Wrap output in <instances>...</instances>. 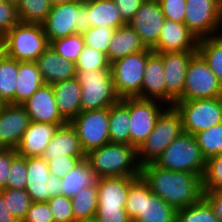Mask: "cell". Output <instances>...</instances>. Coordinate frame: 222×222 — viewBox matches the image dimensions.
Listing matches in <instances>:
<instances>
[{
    "label": "cell",
    "instance_id": "680465c9",
    "mask_svg": "<svg viewBox=\"0 0 222 222\" xmlns=\"http://www.w3.org/2000/svg\"><path fill=\"white\" fill-rule=\"evenodd\" d=\"M80 222H99V221L94 218L91 220H84V221H80Z\"/></svg>",
    "mask_w": 222,
    "mask_h": 222
},
{
    "label": "cell",
    "instance_id": "ffe728a7",
    "mask_svg": "<svg viewBox=\"0 0 222 222\" xmlns=\"http://www.w3.org/2000/svg\"><path fill=\"white\" fill-rule=\"evenodd\" d=\"M30 121L51 124H66L58 112L52 85H42L27 101L22 104Z\"/></svg>",
    "mask_w": 222,
    "mask_h": 222
},
{
    "label": "cell",
    "instance_id": "f546056e",
    "mask_svg": "<svg viewBox=\"0 0 222 222\" xmlns=\"http://www.w3.org/2000/svg\"><path fill=\"white\" fill-rule=\"evenodd\" d=\"M129 97L121 98L109 107L110 143L130 145Z\"/></svg>",
    "mask_w": 222,
    "mask_h": 222
},
{
    "label": "cell",
    "instance_id": "6f0895ef",
    "mask_svg": "<svg viewBox=\"0 0 222 222\" xmlns=\"http://www.w3.org/2000/svg\"><path fill=\"white\" fill-rule=\"evenodd\" d=\"M6 1L9 2V3L14 4L16 6L20 3V0H6Z\"/></svg>",
    "mask_w": 222,
    "mask_h": 222
},
{
    "label": "cell",
    "instance_id": "d6a6232c",
    "mask_svg": "<svg viewBox=\"0 0 222 222\" xmlns=\"http://www.w3.org/2000/svg\"><path fill=\"white\" fill-rule=\"evenodd\" d=\"M73 218L76 222L95 218L98 207L97 183L90 188H84L71 198Z\"/></svg>",
    "mask_w": 222,
    "mask_h": 222
},
{
    "label": "cell",
    "instance_id": "83f0119b",
    "mask_svg": "<svg viewBox=\"0 0 222 222\" xmlns=\"http://www.w3.org/2000/svg\"><path fill=\"white\" fill-rule=\"evenodd\" d=\"M61 180L60 195L72 198L84 188L93 187L97 183L98 177L87 160L83 159L77 163L67 175H64Z\"/></svg>",
    "mask_w": 222,
    "mask_h": 222
},
{
    "label": "cell",
    "instance_id": "4dcf8cb0",
    "mask_svg": "<svg viewBox=\"0 0 222 222\" xmlns=\"http://www.w3.org/2000/svg\"><path fill=\"white\" fill-rule=\"evenodd\" d=\"M88 24L90 27L107 26L117 29L127 24L113 0H88Z\"/></svg>",
    "mask_w": 222,
    "mask_h": 222
},
{
    "label": "cell",
    "instance_id": "8fae6325",
    "mask_svg": "<svg viewBox=\"0 0 222 222\" xmlns=\"http://www.w3.org/2000/svg\"><path fill=\"white\" fill-rule=\"evenodd\" d=\"M184 24L198 39L222 34V0H186Z\"/></svg>",
    "mask_w": 222,
    "mask_h": 222
},
{
    "label": "cell",
    "instance_id": "3957f363",
    "mask_svg": "<svg viewBox=\"0 0 222 222\" xmlns=\"http://www.w3.org/2000/svg\"><path fill=\"white\" fill-rule=\"evenodd\" d=\"M125 210L132 222H176L177 210L151 192L140 176L130 185Z\"/></svg>",
    "mask_w": 222,
    "mask_h": 222
},
{
    "label": "cell",
    "instance_id": "30bf717a",
    "mask_svg": "<svg viewBox=\"0 0 222 222\" xmlns=\"http://www.w3.org/2000/svg\"><path fill=\"white\" fill-rule=\"evenodd\" d=\"M152 52L147 48L111 63L114 89L120 98L136 97L141 92L147 57Z\"/></svg>",
    "mask_w": 222,
    "mask_h": 222
},
{
    "label": "cell",
    "instance_id": "74e56055",
    "mask_svg": "<svg viewBox=\"0 0 222 222\" xmlns=\"http://www.w3.org/2000/svg\"><path fill=\"white\" fill-rule=\"evenodd\" d=\"M176 222H220L202 198L198 203L177 210Z\"/></svg>",
    "mask_w": 222,
    "mask_h": 222
},
{
    "label": "cell",
    "instance_id": "681fc988",
    "mask_svg": "<svg viewBox=\"0 0 222 222\" xmlns=\"http://www.w3.org/2000/svg\"><path fill=\"white\" fill-rule=\"evenodd\" d=\"M16 149H2L0 151V190L7 188V177L13 159L17 156Z\"/></svg>",
    "mask_w": 222,
    "mask_h": 222
},
{
    "label": "cell",
    "instance_id": "ab89813d",
    "mask_svg": "<svg viewBox=\"0 0 222 222\" xmlns=\"http://www.w3.org/2000/svg\"><path fill=\"white\" fill-rule=\"evenodd\" d=\"M110 65L107 54L86 45L75 62L76 70L83 71L110 69Z\"/></svg>",
    "mask_w": 222,
    "mask_h": 222
},
{
    "label": "cell",
    "instance_id": "277c9868",
    "mask_svg": "<svg viewBox=\"0 0 222 222\" xmlns=\"http://www.w3.org/2000/svg\"><path fill=\"white\" fill-rule=\"evenodd\" d=\"M87 14L88 0H71L51 6L48 16L42 23L49 44L75 33L83 34L90 28Z\"/></svg>",
    "mask_w": 222,
    "mask_h": 222
},
{
    "label": "cell",
    "instance_id": "6da1fadb",
    "mask_svg": "<svg viewBox=\"0 0 222 222\" xmlns=\"http://www.w3.org/2000/svg\"><path fill=\"white\" fill-rule=\"evenodd\" d=\"M141 177L151 192L176 210L198 203L203 198L202 177L181 171H171L154 162L141 166Z\"/></svg>",
    "mask_w": 222,
    "mask_h": 222
},
{
    "label": "cell",
    "instance_id": "8d00e7d4",
    "mask_svg": "<svg viewBox=\"0 0 222 222\" xmlns=\"http://www.w3.org/2000/svg\"><path fill=\"white\" fill-rule=\"evenodd\" d=\"M194 137L206 160L222 153V122L196 133Z\"/></svg>",
    "mask_w": 222,
    "mask_h": 222
},
{
    "label": "cell",
    "instance_id": "836d02e7",
    "mask_svg": "<svg viewBox=\"0 0 222 222\" xmlns=\"http://www.w3.org/2000/svg\"><path fill=\"white\" fill-rule=\"evenodd\" d=\"M17 76L18 61L4 54L0 58V99L5 104H15Z\"/></svg>",
    "mask_w": 222,
    "mask_h": 222
},
{
    "label": "cell",
    "instance_id": "9f6ffc18",
    "mask_svg": "<svg viewBox=\"0 0 222 222\" xmlns=\"http://www.w3.org/2000/svg\"><path fill=\"white\" fill-rule=\"evenodd\" d=\"M51 6H55L64 2H69L71 0H48Z\"/></svg>",
    "mask_w": 222,
    "mask_h": 222
},
{
    "label": "cell",
    "instance_id": "ba28073f",
    "mask_svg": "<svg viewBox=\"0 0 222 222\" xmlns=\"http://www.w3.org/2000/svg\"><path fill=\"white\" fill-rule=\"evenodd\" d=\"M154 163L164 169L190 172L201 177L206 167V159L195 137L186 132H182Z\"/></svg>",
    "mask_w": 222,
    "mask_h": 222
},
{
    "label": "cell",
    "instance_id": "bcb514c9",
    "mask_svg": "<svg viewBox=\"0 0 222 222\" xmlns=\"http://www.w3.org/2000/svg\"><path fill=\"white\" fill-rule=\"evenodd\" d=\"M19 22L17 6L0 0V35L4 36Z\"/></svg>",
    "mask_w": 222,
    "mask_h": 222
},
{
    "label": "cell",
    "instance_id": "44dd1931",
    "mask_svg": "<svg viewBox=\"0 0 222 222\" xmlns=\"http://www.w3.org/2000/svg\"><path fill=\"white\" fill-rule=\"evenodd\" d=\"M62 125L65 124L30 121L16 148L17 154L22 157H42L56 130Z\"/></svg>",
    "mask_w": 222,
    "mask_h": 222
},
{
    "label": "cell",
    "instance_id": "f1b7e54d",
    "mask_svg": "<svg viewBox=\"0 0 222 222\" xmlns=\"http://www.w3.org/2000/svg\"><path fill=\"white\" fill-rule=\"evenodd\" d=\"M15 88V104H23L44 81L35 61L18 62V76Z\"/></svg>",
    "mask_w": 222,
    "mask_h": 222
},
{
    "label": "cell",
    "instance_id": "484cf974",
    "mask_svg": "<svg viewBox=\"0 0 222 222\" xmlns=\"http://www.w3.org/2000/svg\"><path fill=\"white\" fill-rule=\"evenodd\" d=\"M59 155L86 156L77 132L70 123L58 127L42 157L49 161Z\"/></svg>",
    "mask_w": 222,
    "mask_h": 222
},
{
    "label": "cell",
    "instance_id": "11a10c76",
    "mask_svg": "<svg viewBox=\"0 0 222 222\" xmlns=\"http://www.w3.org/2000/svg\"><path fill=\"white\" fill-rule=\"evenodd\" d=\"M5 54L4 38L0 35V58Z\"/></svg>",
    "mask_w": 222,
    "mask_h": 222
},
{
    "label": "cell",
    "instance_id": "7402d4cb",
    "mask_svg": "<svg viewBox=\"0 0 222 222\" xmlns=\"http://www.w3.org/2000/svg\"><path fill=\"white\" fill-rule=\"evenodd\" d=\"M137 177H101L97 180V209L125 208L129 185Z\"/></svg>",
    "mask_w": 222,
    "mask_h": 222
},
{
    "label": "cell",
    "instance_id": "f35d334b",
    "mask_svg": "<svg viewBox=\"0 0 222 222\" xmlns=\"http://www.w3.org/2000/svg\"><path fill=\"white\" fill-rule=\"evenodd\" d=\"M51 48L63 59L76 62L85 47L82 34H72L70 36L57 39L50 43Z\"/></svg>",
    "mask_w": 222,
    "mask_h": 222
},
{
    "label": "cell",
    "instance_id": "9a60e30c",
    "mask_svg": "<svg viewBox=\"0 0 222 222\" xmlns=\"http://www.w3.org/2000/svg\"><path fill=\"white\" fill-rule=\"evenodd\" d=\"M62 180L50 175L47 161L43 157H27L26 192L33 202H47L60 195Z\"/></svg>",
    "mask_w": 222,
    "mask_h": 222
},
{
    "label": "cell",
    "instance_id": "7a4b0ae2",
    "mask_svg": "<svg viewBox=\"0 0 222 222\" xmlns=\"http://www.w3.org/2000/svg\"><path fill=\"white\" fill-rule=\"evenodd\" d=\"M87 162L101 177H140L137 149L132 145L108 143L86 154Z\"/></svg>",
    "mask_w": 222,
    "mask_h": 222
},
{
    "label": "cell",
    "instance_id": "8992f818",
    "mask_svg": "<svg viewBox=\"0 0 222 222\" xmlns=\"http://www.w3.org/2000/svg\"><path fill=\"white\" fill-rule=\"evenodd\" d=\"M183 132L182 118L174 106H168L158 117L154 129L137 148L141 166L155 162L161 153Z\"/></svg>",
    "mask_w": 222,
    "mask_h": 222
},
{
    "label": "cell",
    "instance_id": "f5cc1de1",
    "mask_svg": "<svg viewBox=\"0 0 222 222\" xmlns=\"http://www.w3.org/2000/svg\"><path fill=\"white\" fill-rule=\"evenodd\" d=\"M203 199L210 205L214 215L222 222V192L203 190Z\"/></svg>",
    "mask_w": 222,
    "mask_h": 222
},
{
    "label": "cell",
    "instance_id": "5bb4252c",
    "mask_svg": "<svg viewBox=\"0 0 222 222\" xmlns=\"http://www.w3.org/2000/svg\"><path fill=\"white\" fill-rule=\"evenodd\" d=\"M160 102L157 100L129 97L130 145L136 149L149 136L154 129L158 117L168 107L165 103Z\"/></svg>",
    "mask_w": 222,
    "mask_h": 222
},
{
    "label": "cell",
    "instance_id": "e0dca14e",
    "mask_svg": "<svg viewBox=\"0 0 222 222\" xmlns=\"http://www.w3.org/2000/svg\"><path fill=\"white\" fill-rule=\"evenodd\" d=\"M197 51L158 53L164 64V82L166 86V104L173 106L183 94L186 72L191 58Z\"/></svg>",
    "mask_w": 222,
    "mask_h": 222
},
{
    "label": "cell",
    "instance_id": "d6986e66",
    "mask_svg": "<svg viewBox=\"0 0 222 222\" xmlns=\"http://www.w3.org/2000/svg\"><path fill=\"white\" fill-rule=\"evenodd\" d=\"M198 38L184 23L165 19L155 53L197 51Z\"/></svg>",
    "mask_w": 222,
    "mask_h": 222
},
{
    "label": "cell",
    "instance_id": "5b68a950",
    "mask_svg": "<svg viewBox=\"0 0 222 222\" xmlns=\"http://www.w3.org/2000/svg\"><path fill=\"white\" fill-rule=\"evenodd\" d=\"M75 78L81 86V112L109 108L121 99L110 69L76 70Z\"/></svg>",
    "mask_w": 222,
    "mask_h": 222
},
{
    "label": "cell",
    "instance_id": "b9f144b4",
    "mask_svg": "<svg viewBox=\"0 0 222 222\" xmlns=\"http://www.w3.org/2000/svg\"><path fill=\"white\" fill-rule=\"evenodd\" d=\"M202 186L203 190H222V153L206 160Z\"/></svg>",
    "mask_w": 222,
    "mask_h": 222
},
{
    "label": "cell",
    "instance_id": "ee69618b",
    "mask_svg": "<svg viewBox=\"0 0 222 222\" xmlns=\"http://www.w3.org/2000/svg\"><path fill=\"white\" fill-rule=\"evenodd\" d=\"M47 203L53 214L54 222H76L73 218L71 198L57 195L51 197Z\"/></svg>",
    "mask_w": 222,
    "mask_h": 222
},
{
    "label": "cell",
    "instance_id": "9c48e42d",
    "mask_svg": "<svg viewBox=\"0 0 222 222\" xmlns=\"http://www.w3.org/2000/svg\"><path fill=\"white\" fill-rule=\"evenodd\" d=\"M173 106L181 115L183 132L193 136L222 122V97L176 100Z\"/></svg>",
    "mask_w": 222,
    "mask_h": 222
},
{
    "label": "cell",
    "instance_id": "db71d44e",
    "mask_svg": "<svg viewBox=\"0 0 222 222\" xmlns=\"http://www.w3.org/2000/svg\"><path fill=\"white\" fill-rule=\"evenodd\" d=\"M7 208L3 196L0 194V222H18Z\"/></svg>",
    "mask_w": 222,
    "mask_h": 222
},
{
    "label": "cell",
    "instance_id": "cb8c5ba5",
    "mask_svg": "<svg viewBox=\"0 0 222 222\" xmlns=\"http://www.w3.org/2000/svg\"><path fill=\"white\" fill-rule=\"evenodd\" d=\"M164 64L162 57L152 52L147 57L140 99L157 100L166 104V86L164 82Z\"/></svg>",
    "mask_w": 222,
    "mask_h": 222
},
{
    "label": "cell",
    "instance_id": "91938a15",
    "mask_svg": "<svg viewBox=\"0 0 222 222\" xmlns=\"http://www.w3.org/2000/svg\"><path fill=\"white\" fill-rule=\"evenodd\" d=\"M4 102L0 99V110L2 109V107L4 106Z\"/></svg>",
    "mask_w": 222,
    "mask_h": 222
},
{
    "label": "cell",
    "instance_id": "60d3db41",
    "mask_svg": "<svg viewBox=\"0 0 222 222\" xmlns=\"http://www.w3.org/2000/svg\"><path fill=\"white\" fill-rule=\"evenodd\" d=\"M116 29L107 26L90 27L83 34L84 44L107 54L110 41Z\"/></svg>",
    "mask_w": 222,
    "mask_h": 222
},
{
    "label": "cell",
    "instance_id": "603a6c76",
    "mask_svg": "<svg viewBox=\"0 0 222 222\" xmlns=\"http://www.w3.org/2000/svg\"><path fill=\"white\" fill-rule=\"evenodd\" d=\"M35 62L45 84L54 85L76 77L75 63L63 59L50 45Z\"/></svg>",
    "mask_w": 222,
    "mask_h": 222
},
{
    "label": "cell",
    "instance_id": "1f68e13d",
    "mask_svg": "<svg viewBox=\"0 0 222 222\" xmlns=\"http://www.w3.org/2000/svg\"><path fill=\"white\" fill-rule=\"evenodd\" d=\"M197 52L222 84V34L198 39Z\"/></svg>",
    "mask_w": 222,
    "mask_h": 222
},
{
    "label": "cell",
    "instance_id": "7bdbcfd3",
    "mask_svg": "<svg viewBox=\"0 0 222 222\" xmlns=\"http://www.w3.org/2000/svg\"><path fill=\"white\" fill-rule=\"evenodd\" d=\"M27 157L17 155L12 162L7 177V188L26 189Z\"/></svg>",
    "mask_w": 222,
    "mask_h": 222
},
{
    "label": "cell",
    "instance_id": "2e32d148",
    "mask_svg": "<svg viewBox=\"0 0 222 222\" xmlns=\"http://www.w3.org/2000/svg\"><path fill=\"white\" fill-rule=\"evenodd\" d=\"M164 21L159 1L144 0L127 24L140 36L146 48L153 49L159 40Z\"/></svg>",
    "mask_w": 222,
    "mask_h": 222
},
{
    "label": "cell",
    "instance_id": "f907efd6",
    "mask_svg": "<svg viewBox=\"0 0 222 222\" xmlns=\"http://www.w3.org/2000/svg\"><path fill=\"white\" fill-rule=\"evenodd\" d=\"M95 219L99 222H132L125 208L97 209Z\"/></svg>",
    "mask_w": 222,
    "mask_h": 222
},
{
    "label": "cell",
    "instance_id": "7c38bea8",
    "mask_svg": "<svg viewBox=\"0 0 222 222\" xmlns=\"http://www.w3.org/2000/svg\"><path fill=\"white\" fill-rule=\"evenodd\" d=\"M222 97V84L197 52L189 62L183 94L177 100Z\"/></svg>",
    "mask_w": 222,
    "mask_h": 222
},
{
    "label": "cell",
    "instance_id": "4316f807",
    "mask_svg": "<svg viewBox=\"0 0 222 222\" xmlns=\"http://www.w3.org/2000/svg\"><path fill=\"white\" fill-rule=\"evenodd\" d=\"M146 49L135 30L125 24L115 30L109 44L107 58L112 63L115 60Z\"/></svg>",
    "mask_w": 222,
    "mask_h": 222
},
{
    "label": "cell",
    "instance_id": "f6af8a7d",
    "mask_svg": "<svg viewBox=\"0 0 222 222\" xmlns=\"http://www.w3.org/2000/svg\"><path fill=\"white\" fill-rule=\"evenodd\" d=\"M85 158L86 156L59 155V157L47 161L50 175L62 178L64 175H67L77 163Z\"/></svg>",
    "mask_w": 222,
    "mask_h": 222
},
{
    "label": "cell",
    "instance_id": "7dc6e473",
    "mask_svg": "<svg viewBox=\"0 0 222 222\" xmlns=\"http://www.w3.org/2000/svg\"><path fill=\"white\" fill-rule=\"evenodd\" d=\"M159 3L165 19L184 23L186 0H160Z\"/></svg>",
    "mask_w": 222,
    "mask_h": 222
},
{
    "label": "cell",
    "instance_id": "d4e9b609",
    "mask_svg": "<svg viewBox=\"0 0 222 222\" xmlns=\"http://www.w3.org/2000/svg\"><path fill=\"white\" fill-rule=\"evenodd\" d=\"M58 112L70 123L81 112V86L76 78L52 85Z\"/></svg>",
    "mask_w": 222,
    "mask_h": 222
},
{
    "label": "cell",
    "instance_id": "d590c367",
    "mask_svg": "<svg viewBox=\"0 0 222 222\" xmlns=\"http://www.w3.org/2000/svg\"><path fill=\"white\" fill-rule=\"evenodd\" d=\"M51 10L48 0H20L17 5L19 21L42 24Z\"/></svg>",
    "mask_w": 222,
    "mask_h": 222
},
{
    "label": "cell",
    "instance_id": "c3c4849f",
    "mask_svg": "<svg viewBox=\"0 0 222 222\" xmlns=\"http://www.w3.org/2000/svg\"><path fill=\"white\" fill-rule=\"evenodd\" d=\"M23 222H54L47 202H33Z\"/></svg>",
    "mask_w": 222,
    "mask_h": 222
},
{
    "label": "cell",
    "instance_id": "e575fe53",
    "mask_svg": "<svg viewBox=\"0 0 222 222\" xmlns=\"http://www.w3.org/2000/svg\"><path fill=\"white\" fill-rule=\"evenodd\" d=\"M0 194L4 198L7 209L18 222H23L26 214L33 203L32 199L26 192V189L3 188Z\"/></svg>",
    "mask_w": 222,
    "mask_h": 222
},
{
    "label": "cell",
    "instance_id": "ac0fdd59",
    "mask_svg": "<svg viewBox=\"0 0 222 222\" xmlns=\"http://www.w3.org/2000/svg\"><path fill=\"white\" fill-rule=\"evenodd\" d=\"M30 123L29 115L21 104H4L0 110V146L16 149Z\"/></svg>",
    "mask_w": 222,
    "mask_h": 222
},
{
    "label": "cell",
    "instance_id": "816d5d0a",
    "mask_svg": "<svg viewBox=\"0 0 222 222\" xmlns=\"http://www.w3.org/2000/svg\"><path fill=\"white\" fill-rule=\"evenodd\" d=\"M118 7L122 19L128 23L139 10L144 0H113Z\"/></svg>",
    "mask_w": 222,
    "mask_h": 222
},
{
    "label": "cell",
    "instance_id": "52a82bcc",
    "mask_svg": "<svg viewBox=\"0 0 222 222\" xmlns=\"http://www.w3.org/2000/svg\"><path fill=\"white\" fill-rule=\"evenodd\" d=\"M5 55L18 62L36 61L50 45L42 24H16L4 36Z\"/></svg>",
    "mask_w": 222,
    "mask_h": 222
},
{
    "label": "cell",
    "instance_id": "4fadbf2b",
    "mask_svg": "<svg viewBox=\"0 0 222 222\" xmlns=\"http://www.w3.org/2000/svg\"><path fill=\"white\" fill-rule=\"evenodd\" d=\"M70 124L75 128L86 154L110 143L109 108L80 112Z\"/></svg>",
    "mask_w": 222,
    "mask_h": 222
}]
</instances>
